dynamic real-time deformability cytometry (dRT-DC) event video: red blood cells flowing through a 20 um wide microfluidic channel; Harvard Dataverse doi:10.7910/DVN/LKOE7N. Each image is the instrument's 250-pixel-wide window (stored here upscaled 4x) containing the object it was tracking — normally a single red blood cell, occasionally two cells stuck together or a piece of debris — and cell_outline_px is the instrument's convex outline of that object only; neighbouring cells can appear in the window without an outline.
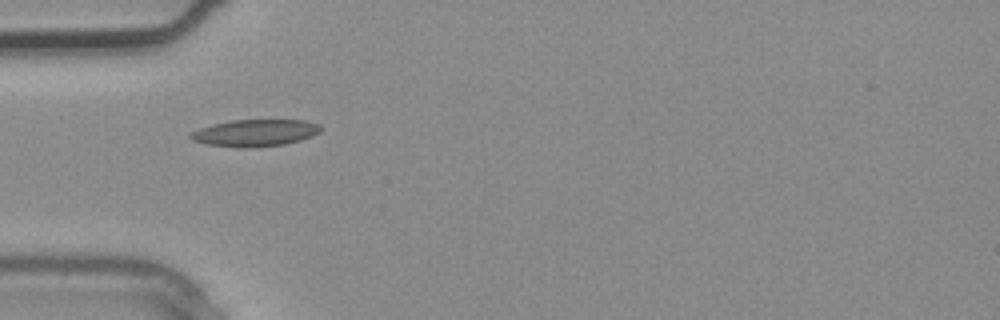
{"species": "common noctule bat (a hibernating species)", "species_latin": "Nyctalus noctula", "temperature_condition": "warm", "stored_images_in_passage": 4, "camera_frame_rate_fps": 3000, "um_per_image_px": 0.085, "animal": {"sex": "male", "body_mass_g": 20.4}, "frame": {"image": 1, "passage_image": 3, "time_ms": 0.667, "image_size_px": [1000, 320], "cell_outline_px": [[320, 132], [312, 136], [300, 140], [284, 144], [252, 148], [240, 148], [204, 144], [192, 140], [188, 136], [192, 132], [200, 128], [212, 124], [232, 120], [304, 120], [320, 124]], "centroid_in_image_um": [21.66, 11.3], "position_along_channel_um": 63.3, "area_um2": 20.52}}